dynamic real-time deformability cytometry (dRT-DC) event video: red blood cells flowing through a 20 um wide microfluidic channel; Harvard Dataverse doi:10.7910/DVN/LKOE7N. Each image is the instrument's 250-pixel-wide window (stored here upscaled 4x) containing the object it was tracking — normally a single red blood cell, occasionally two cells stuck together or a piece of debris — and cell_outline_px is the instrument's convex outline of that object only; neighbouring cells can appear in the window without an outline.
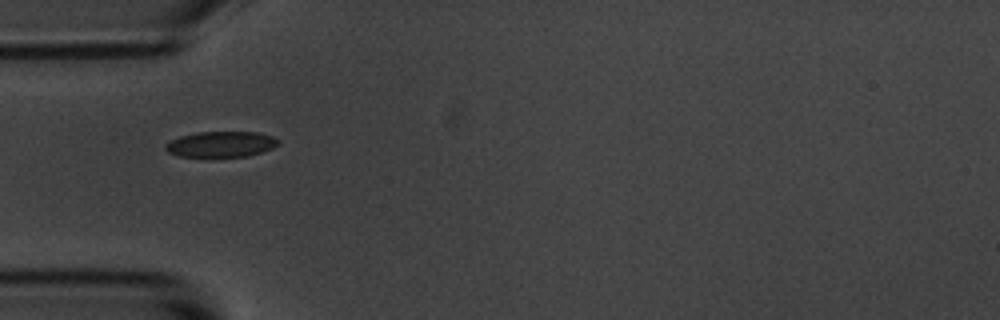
{"species": "common noctule bat (a hibernating species)", "species_latin": "Nyctalus noctula", "temperature_condition": "room temperature", "stored_images_in_passage": 5, "camera_frame_rate_fps": 3000, "um_per_image_px": 0.085, "animal": {"sex": "male", "body_mass_g": 20.1, "forearm_length_mm": 53.5}, "frame": {"image": 1, "passage_image": 1, "time_ms": 0.0, "image_size_px": [1000, 320], "cell_outline_px": [[280, 144], [272, 148], [248, 156], [180, 156], [168, 152], [164, 148], [164, 144], [180, 136], [196, 132], [256, 132], [272, 136], [280, 140]], "centroid_in_image_um": [18.79, 12.25], "position_along_channel_um": 66.2, "area_um2": 16.76}}
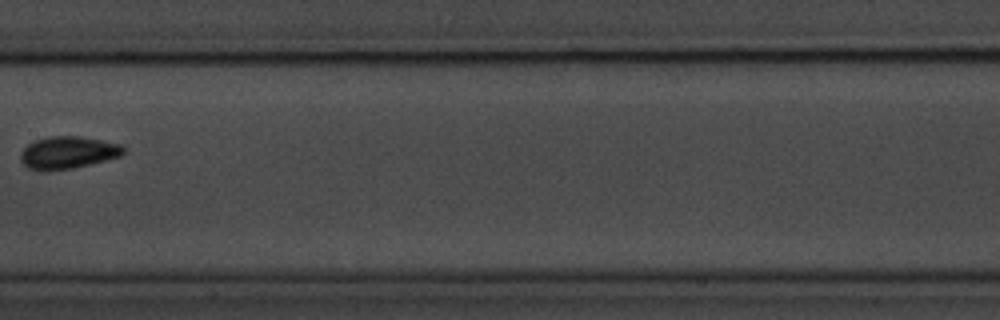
{"frame": {"image": 2, "passage_image": 4, "time_ms": 3.667, "image_size_px": [1000, 320], "cell_outline_px": [[124, 152], [120, 156], [72, 168], [28, 168], [20, 160], [20, 152], [28, 144], [36, 140], [48, 136], [80, 136], [120, 144], [124, 148]], "centroid_in_image_um": [5.77, 12.92], "position_along_channel_um": 201.6, "area_um2": 18.67}}
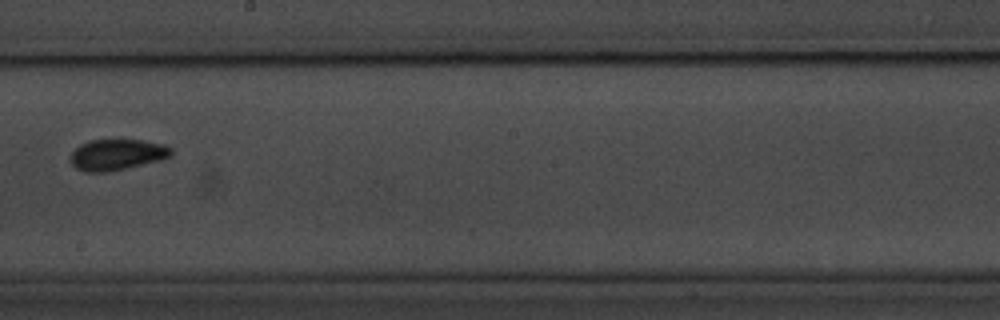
{"frame": {"image": 3, "passage_image": 5, "time_ms": 4.667, "image_size_px": [1000, 320], "cell_outline_px": [[172, 156], [160, 160], [124, 168], [104, 172], [84, 172], [76, 168], [68, 160], [72, 152], [80, 144], [88, 140], [144, 140], [164, 144], [172, 148]], "centroid_in_image_um": [9.92, 13.13], "position_along_channel_um": 238.3, "area_um2": 18.21}}